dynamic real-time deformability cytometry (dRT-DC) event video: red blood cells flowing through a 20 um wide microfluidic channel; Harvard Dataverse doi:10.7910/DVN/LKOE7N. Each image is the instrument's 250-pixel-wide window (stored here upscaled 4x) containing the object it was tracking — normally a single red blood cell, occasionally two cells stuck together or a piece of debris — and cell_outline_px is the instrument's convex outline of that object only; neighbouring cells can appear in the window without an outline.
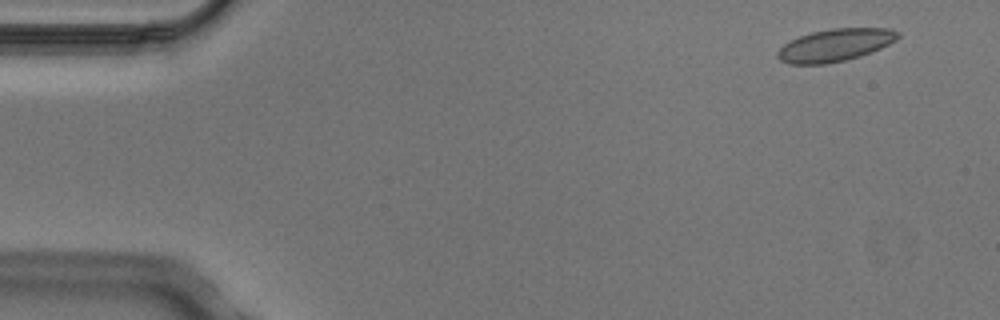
{"species": "Egyptian fruit bat (a non-hibernating species)", "species_latin": "Rousettus aegyptiacus", "temperature_condition": "cold", "stored_images_in_passage": 8, "camera_frame_rate_fps": 3000, "um_per_image_px": 0.085, "animal": {"sex": "male"}, "frame": {"image": 1, "passage_image": 1, "time_ms": 0.0, "image_size_px": [1000, 320], "cell_outline_px": [[900, 36], [896, 40], [880, 48], [860, 56], [828, 64], [788, 64], [780, 60], [776, 56], [776, 52], [784, 44], [800, 36], [812, 32], [832, 28], [892, 28], [900, 32]], "centroid_in_image_um": [70.99, 3.83], "position_along_channel_um": 14.0, "area_um2": 22.77}}
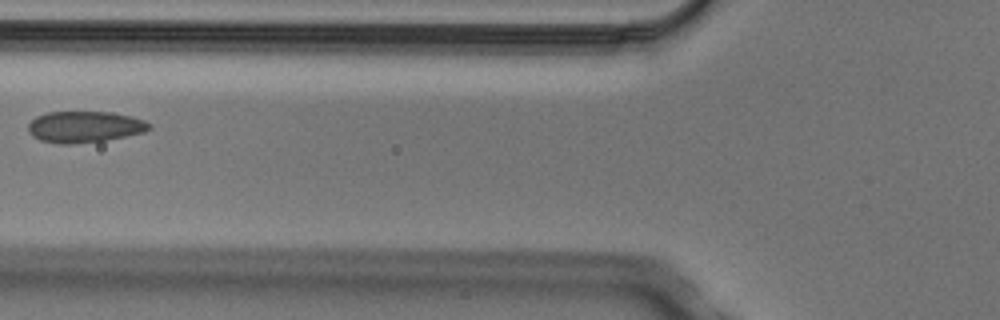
{"frame": {"image": 2, "passage_image": 5, "time_ms": 1.333, "image_size_px": [1000, 320], "cell_outline_px": [[152, 128], [144, 132], [104, 140], [72, 144], [60, 144], [40, 140], [32, 136], [28, 132], [28, 124], [36, 116], [48, 112], [112, 112], [132, 116], [144, 120], [152, 124]], "centroid_in_image_um": [7.19, 10.77], "position_along_channel_um": 118.6, "area_um2": 22.14}}
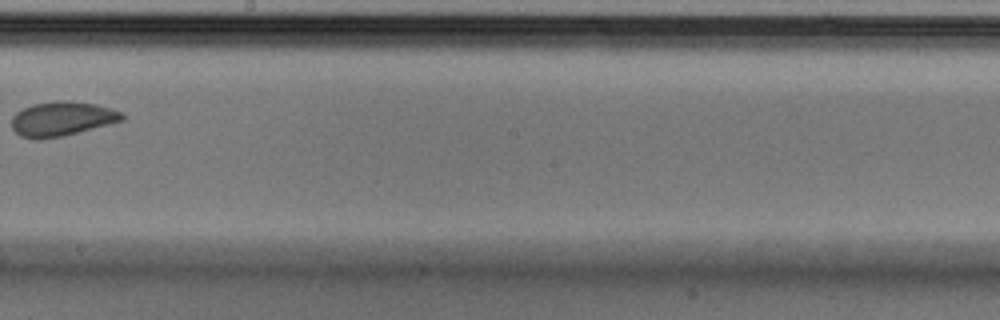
{"frame": {"image": 3, "passage_image": 8, "time_ms": 2.333, "image_size_px": [1000, 320], "cell_outline_px": [[124, 120], [64, 136], [36, 140], [20, 136], [12, 128], [12, 116], [16, 112], [32, 104], [96, 104], [112, 108], [124, 112]], "centroid_in_image_um": [5.27, 10.16], "position_along_channel_um": 242.9, "area_um2": 21.33}}